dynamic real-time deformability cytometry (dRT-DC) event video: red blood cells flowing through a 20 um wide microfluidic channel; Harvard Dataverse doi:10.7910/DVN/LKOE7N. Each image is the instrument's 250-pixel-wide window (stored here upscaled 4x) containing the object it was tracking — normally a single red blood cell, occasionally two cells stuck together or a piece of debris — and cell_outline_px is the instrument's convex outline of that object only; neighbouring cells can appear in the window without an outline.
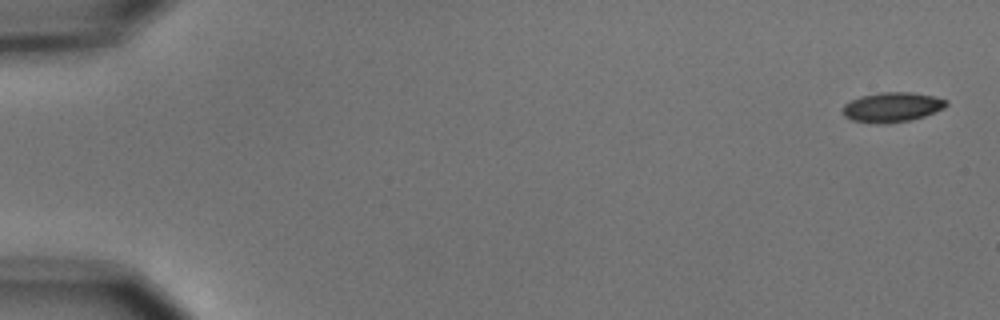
{"species": "common noctule bat (a hibernating species)", "species_latin": "Nyctalus noctula", "temperature_condition": "cold", "stored_images_in_passage": 6, "segment_of_instrument_passage": [1, 2], "camera_frame_rate_fps": 3000, "um_per_image_px": 0.085, "animal": {"sex": "male", "body_mass_g": 15.6}, "frame": {"image": 1, "passage_image": 1, "time_ms": 0.0, "image_size_px": [1000, 320], "cell_outline_px": [[948, 104], [944, 108], [924, 116], [908, 120], [884, 124], [876, 124], [852, 120], [844, 116], [840, 108], [844, 104], [860, 96], [880, 92], [912, 92], [932, 96], [948, 100]], "centroid_in_image_um": [75.79, 9.11], "position_along_channel_um": 9.2, "area_um2": 18.03}}
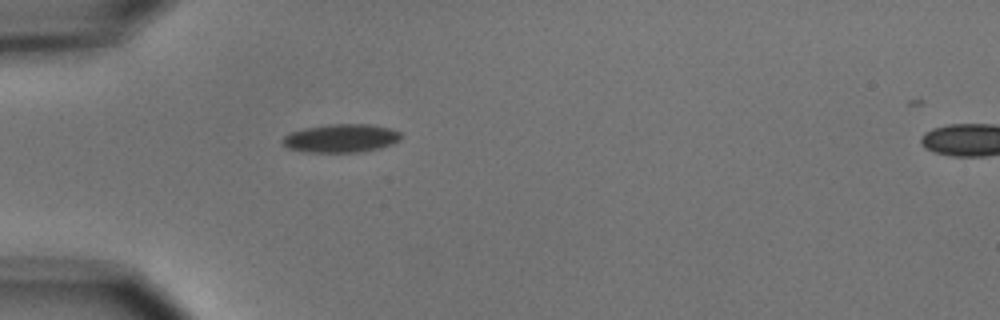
{"frame": {"image": 2, "passage_image": 5, "time_ms": 5.0, "image_size_px": [1000, 320], "cell_outline_px": [[400, 140], [392, 144], [380, 148], [360, 152], [304, 152], [288, 148], [280, 140], [284, 136], [292, 132], [304, 128], [328, 124], [368, 124], [392, 128], [400, 132]], "centroid_in_image_um": [28.99, 11.75], "position_along_channel_um": 56.0, "area_um2": 19.65}}